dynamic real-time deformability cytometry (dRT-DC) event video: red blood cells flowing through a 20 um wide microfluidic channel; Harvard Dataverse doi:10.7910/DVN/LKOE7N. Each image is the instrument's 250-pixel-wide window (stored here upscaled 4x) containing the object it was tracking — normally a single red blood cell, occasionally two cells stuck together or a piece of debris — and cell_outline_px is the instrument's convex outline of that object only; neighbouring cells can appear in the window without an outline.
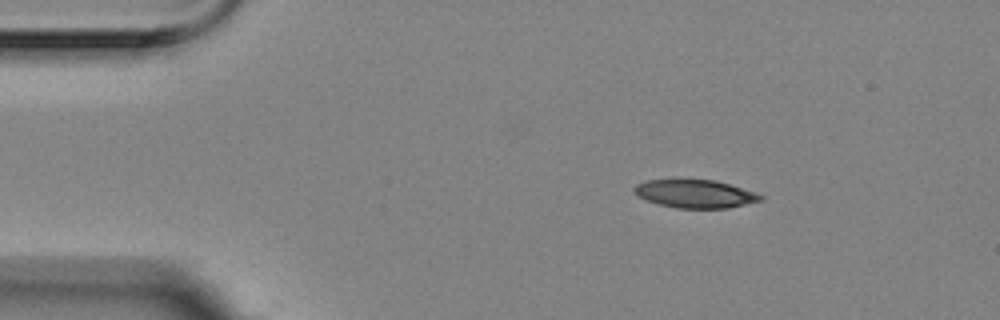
{"species": "Egyptian fruit bat (a non-hibernating species)", "species_latin": "Rousettus aegyptiacus", "temperature_condition": "room temperature", "stored_images_in_passage": 14, "camera_frame_rate_fps": 3000, "um_per_image_px": 0.085, "animal": {"sex": "female"}, "frame": {"image": 1, "passage_image": 2, "time_ms": 0.333, "image_size_px": [1000, 320], "cell_outline_px": [[764, 200], [728, 208], [676, 208], [660, 204], [648, 200], [640, 196], [632, 188], [636, 184], [648, 180], [676, 176], [716, 180], [756, 192], [764, 196]], "centroid_in_image_um": [59.09, 16.42], "position_along_channel_um": 25.9, "area_um2": 21.5}}
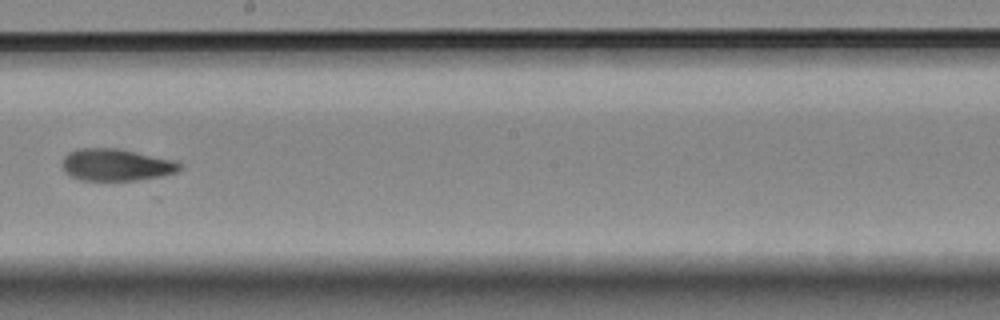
{"frame": {"image": 2, "passage_image": 8, "time_ms": 2.333, "image_size_px": [1000, 320], "cell_outline_px": [[184, 168], [176, 172], [160, 176], [136, 180], [80, 180], [64, 172], [60, 164], [64, 156], [68, 152], [76, 148], [120, 148], [176, 160], [184, 164]], "centroid_in_image_um": [9.88, 13.99], "position_along_channel_um": 238.3, "area_um2": 22.37}}
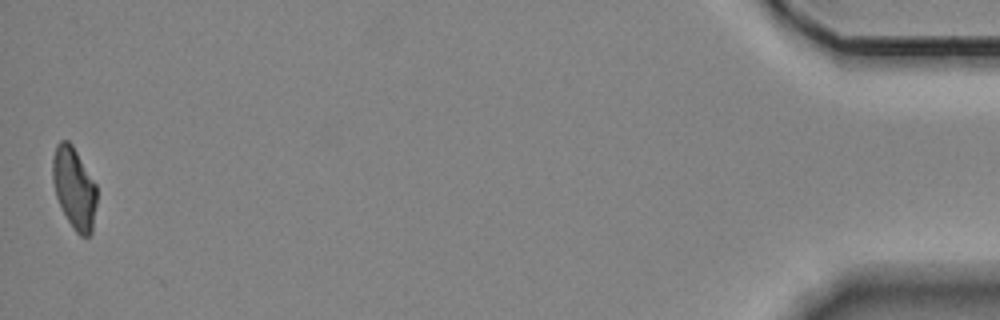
{"frame": {"image": 3, "passage_image": 14, "time_ms": 4.333, "image_size_px": [1000, 320], "cell_outline_px": [[96, 204], [92, 232], [88, 236], [80, 236], [76, 232], [68, 220], [56, 196], [52, 180], [52, 160], [56, 144], [60, 140], [68, 140], [72, 144], [96, 184]], "centroid_in_image_um": [6.3, 15.96], "position_along_channel_um": 428.9, "area_um2": 20.87}}